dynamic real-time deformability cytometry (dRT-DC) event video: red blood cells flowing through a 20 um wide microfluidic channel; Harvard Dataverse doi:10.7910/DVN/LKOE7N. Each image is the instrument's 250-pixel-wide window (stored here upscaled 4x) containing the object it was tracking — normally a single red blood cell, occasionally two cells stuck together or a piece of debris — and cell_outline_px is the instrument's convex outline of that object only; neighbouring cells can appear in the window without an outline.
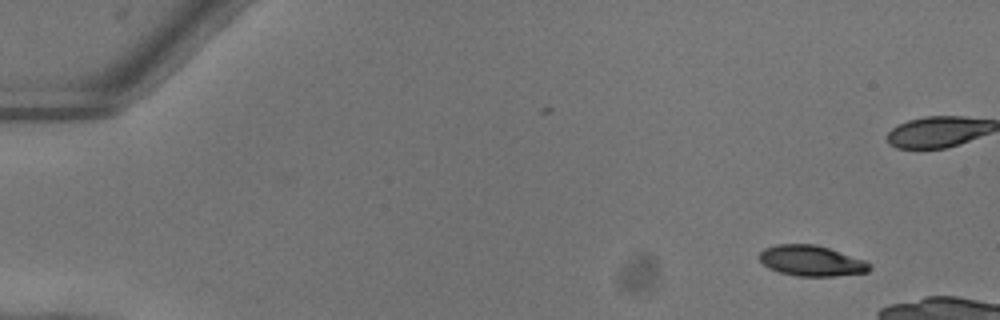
{"species": "common noctule bat (a hibernating species)", "species_latin": "Nyctalus noctula", "temperature_condition": "warm", "stored_images_in_passage": 42, "camera_frame_rate_fps": 3000, "um_per_image_px": 0.085, "animal": {"sex": "female"}, "frame": {"image": 1, "passage_image": 1, "time_ms": 0.0, "image_size_px": [1000, 320], "cell_outline_px": [[872, 268], [868, 272], [832, 276], [796, 276], [780, 272], [768, 268], [756, 256], [764, 248], [776, 244], [816, 244], [864, 260], [872, 264]], "centroid_in_image_um": [68.94, 22.16], "position_along_channel_um": 16.1, "area_um2": 19.71}}
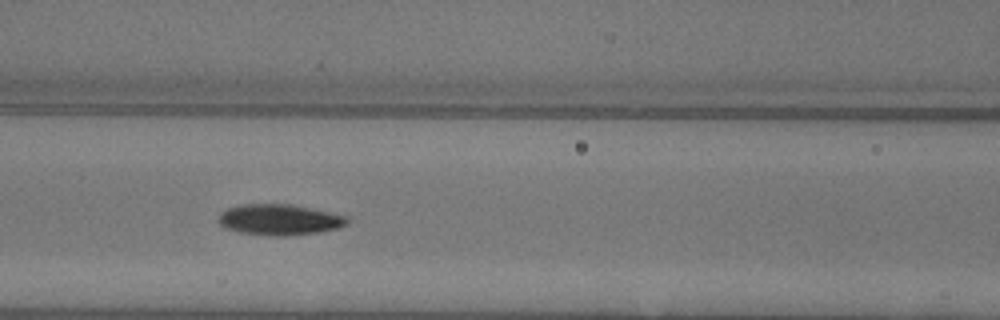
{"frame": {"image": 2, "passage_image": 20, "time_ms": 6.333, "image_size_px": [1000, 320], "cell_outline_px": [[348, 224], [336, 228], [320, 232], [284, 236], [268, 236], [236, 232], [224, 228], [216, 220], [220, 212], [228, 208], [244, 204], [292, 204], [348, 216]], "centroid_in_image_um": [23.71, 18.68], "position_along_channel_um": 142.9, "area_um2": 23.41}}
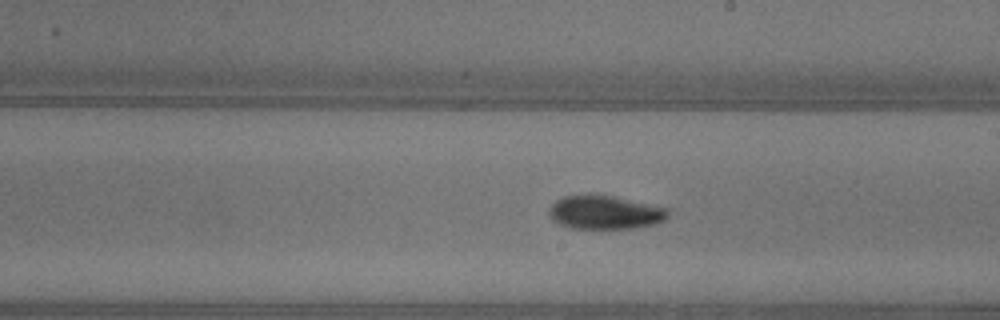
{"frame": {"image": 3, "passage_image": 27, "time_ms": 8.667, "image_size_px": [1000, 320], "cell_outline_px": [[668, 216], [664, 220], [656, 224], [632, 228], [572, 228], [560, 224], [552, 220], [548, 216], [548, 212], [552, 204], [556, 200], [564, 196], [588, 192], [612, 196], [668, 208]], "centroid_in_image_um": [51.37, 18.03], "position_along_channel_um": 237.6, "area_um2": 23.58}}